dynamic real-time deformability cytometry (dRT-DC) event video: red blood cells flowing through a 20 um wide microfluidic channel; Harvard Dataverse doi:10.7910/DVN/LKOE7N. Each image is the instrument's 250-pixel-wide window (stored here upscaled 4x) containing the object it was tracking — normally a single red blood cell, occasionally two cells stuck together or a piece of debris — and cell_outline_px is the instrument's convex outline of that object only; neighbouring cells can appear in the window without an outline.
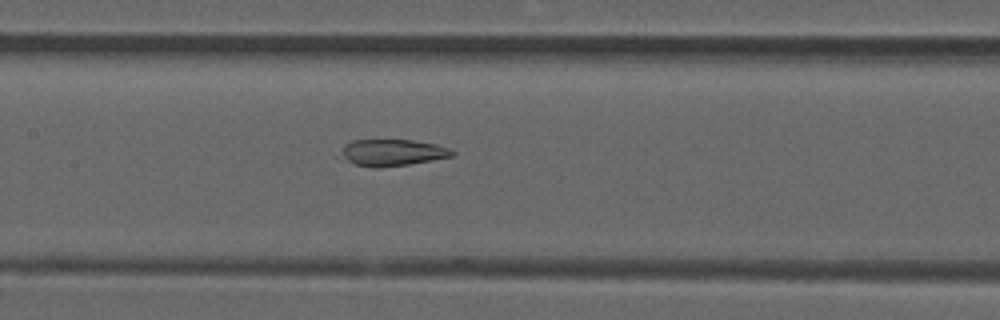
{"species": "common noctule bat (a hibernating species)", "species_latin": "Nyctalus noctula", "temperature_condition": "room temperature", "stored_images_in_passage": 52, "segment_of_instrument_passage": [2, 2], "camera_frame_rate_fps": 3000, "um_per_image_px": 0.085, "animal": {"sex": "male", "forearm_length_mm": 52.5}, "frame": {"image": 1, "passage_image": 25, "time_ms": 8.0, "image_size_px": [1000, 320], "cell_outline_px": [[456, 152], [452, 156], [432, 160], [408, 164], [380, 168], [376, 168], [356, 164], [348, 160], [344, 156], [344, 144], [352, 140], [412, 140], [436, 144], [448, 148]], "centroid_in_image_um": [33.41, 12.96], "position_along_channel_um": 174.0, "area_um2": 16.88}}
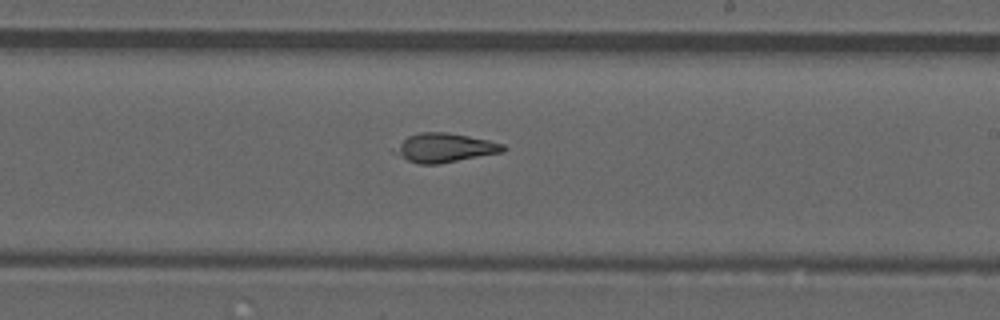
{"frame": {"image": 2, "passage_image": 31, "time_ms": 10.0, "image_size_px": [1000, 320], "cell_outline_px": [[508, 148], [504, 152], [436, 164], [420, 164], [408, 160], [392, 152], [408, 136], [420, 132], [448, 132], [488, 140], [504, 144]], "centroid_in_image_um": [37.84, 12.55], "position_along_channel_um": 251.2, "area_um2": 18.09}}
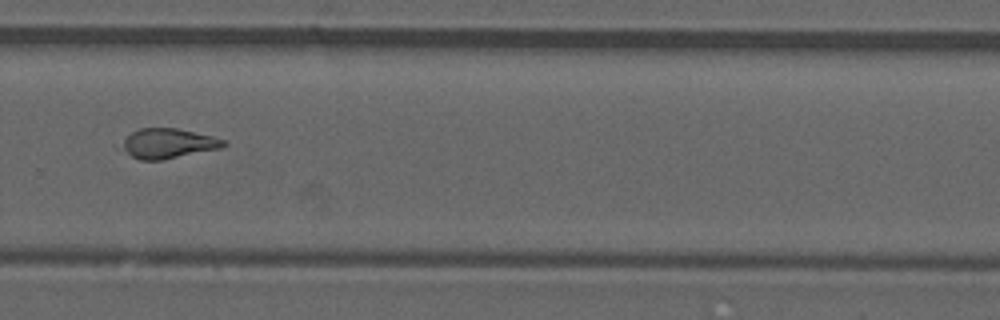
{"frame": {"image": 3, "passage_image": 36, "time_ms": 11.667, "image_size_px": [1000, 320], "cell_outline_px": [[228, 144], [224, 148], [160, 160], [140, 160], [132, 156], [112, 144], [132, 132], [140, 128], [176, 128], [212, 136], [228, 140]], "centroid_in_image_um": [14.22, 12.19], "position_along_channel_um": 315.6, "area_um2": 18.32}}